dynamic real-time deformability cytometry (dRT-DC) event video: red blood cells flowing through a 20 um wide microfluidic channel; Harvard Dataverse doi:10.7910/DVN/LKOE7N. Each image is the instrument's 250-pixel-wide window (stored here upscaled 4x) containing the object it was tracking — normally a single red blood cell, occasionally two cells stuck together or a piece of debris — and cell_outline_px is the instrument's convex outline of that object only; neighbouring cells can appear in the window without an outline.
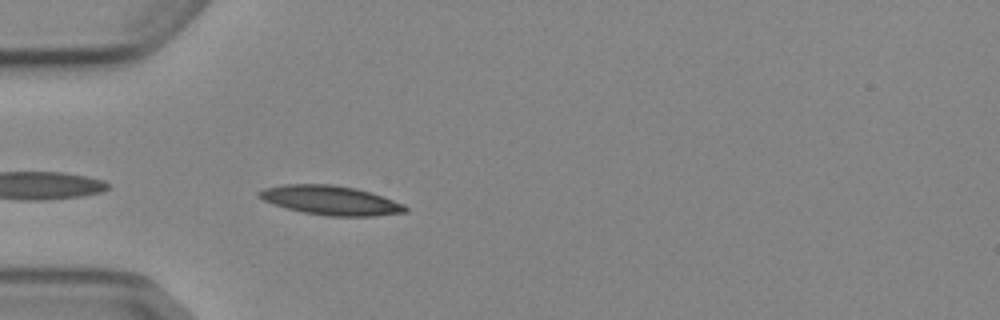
{"species": "Egyptian fruit bat (a non-hibernating species)", "species_latin": "Rousettus aegyptiacus", "temperature_condition": "cold", "stored_images_in_passage": 4, "camera_frame_rate_fps": 3000, "um_per_image_px": 0.085, "animal": {"sex": "female"}, "frame": {"image": 1, "passage_image": 4, "time_ms": 3.333, "image_size_px": [1000, 320], "cell_outline_px": [[408, 212], [372, 216], [328, 216], [304, 212], [272, 204], [256, 196], [256, 192], [264, 188], [284, 184], [332, 184], [356, 188], [404, 204], [408, 208]], "centroid_in_image_um": [28.07, 17.02], "position_along_channel_um": 56.9, "area_um2": 24.8}}